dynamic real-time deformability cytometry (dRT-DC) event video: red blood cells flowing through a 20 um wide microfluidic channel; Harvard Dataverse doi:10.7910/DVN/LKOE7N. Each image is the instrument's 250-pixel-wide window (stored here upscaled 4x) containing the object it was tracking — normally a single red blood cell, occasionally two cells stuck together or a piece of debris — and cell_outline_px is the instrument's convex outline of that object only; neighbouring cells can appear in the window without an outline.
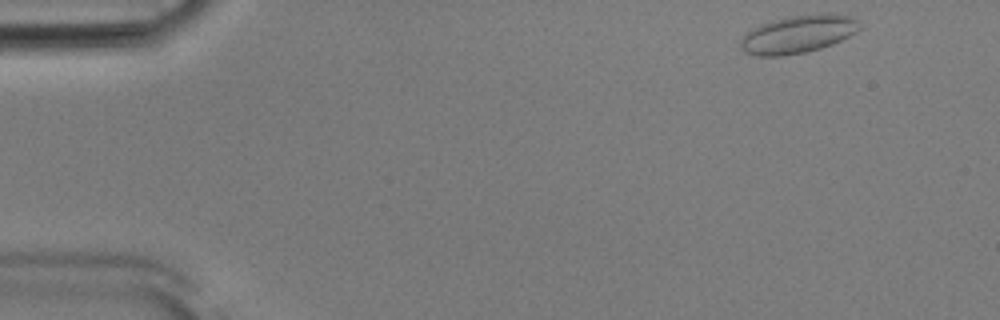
{"species": "Egyptian fruit bat (a non-hibernating species)", "species_latin": "Rousettus aegyptiacus", "temperature_condition": "room temperature", "stored_images_in_passage": 49, "camera_frame_rate_fps": 3000, "um_per_image_px": 0.085, "animal": {"sex": "male"}, "frame": {"image": 1, "passage_image": 1, "time_ms": 0.0, "image_size_px": [1000, 320], "cell_outline_px": [[860, 28], [856, 32], [832, 44], [820, 48], [804, 52], [784, 56], [756, 56], [744, 52], [740, 48], [740, 40], [752, 28], [772, 20], [792, 16], [828, 12], [848, 16], [860, 20]], "centroid_in_image_um": [67.83, 2.9], "position_along_channel_um": 17.2, "area_um2": 26.24}}
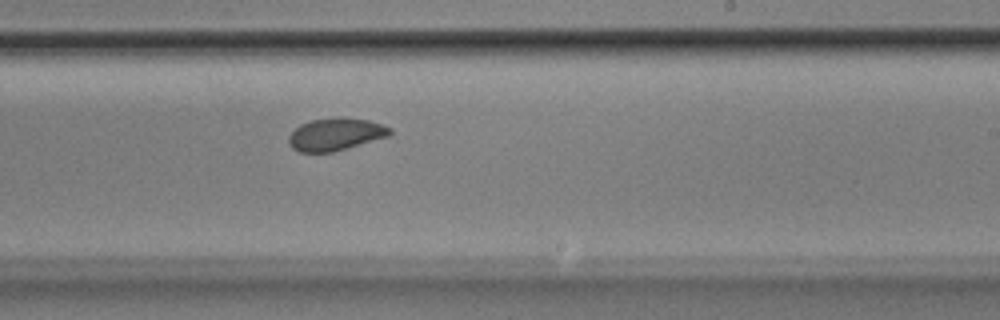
{"frame": {"image": 2, "passage_image": 28, "time_ms": 9.0, "image_size_px": [1000, 320], "cell_outline_px": [[392, 132], [388, 136], [332, 152], [300, 152], [292, 148], [288, 144], [288, 136], [300, 124], [312, 120], [340, 116], [344, 116], [368, 120], [392, 128]], "centroid_in_image_um": [28.5, 11.4], "position_along_channel_um": 260.5, "area_um2": 19.13}}
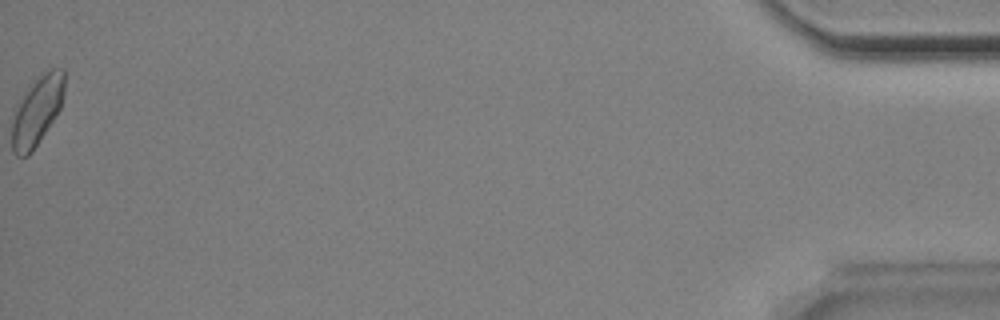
{"frame": {"image": 3, "passage_image": 49, "time_ms": 16.0, "image_size_px": [1000, 320], "cell_outline_px": [[64, 92], [60, 108], [56, 116], [32, 152], [28, 156], [16, 156], [12, 152], [12, 120], [20, 96], [36, 76], [48, 68], [64, 68]], "centroid_in_image_um": [3.14, 9.38], "position_along_channel_um": 432.1, "area_um2": 21.5}, "authors_computed_cell_mechanics": {"area_um2": 19.652, "velocity_mm_per_s": 3.8606, "shape_relaxation_time_tau1_ms": 5.3151, "shape_relaxation_time_tau2_ms": 1.4425, "deformation_change_tau1": 0.0925, "deformation_change_tau2": 0.0533}}